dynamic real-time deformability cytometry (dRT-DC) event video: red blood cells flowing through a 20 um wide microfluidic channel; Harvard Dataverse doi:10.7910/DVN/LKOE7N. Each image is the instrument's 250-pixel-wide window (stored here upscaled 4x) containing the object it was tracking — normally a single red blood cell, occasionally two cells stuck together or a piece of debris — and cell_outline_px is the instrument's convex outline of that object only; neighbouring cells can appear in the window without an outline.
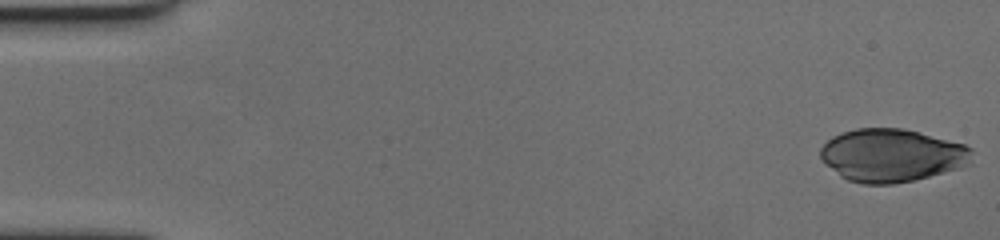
{"species": "human", "species_latin": "Homo sapiens", "temperature_condition": "cold", "stored_images_in_passage": 59, "camera_frame_rate_fps": 3000, "um_per_image_px": 0.085, "donor": {"sex": "female"}, "frame": {"image": 1, "passage_image": 1, "time_ms": 0.0, "image_size_px": [1000, 240], "cell_outline_px": [[972, 164], [960, 168], [912, 180], [892, 184], [864, 184], [848, 180], [840, 176], [820, 156], [820, 148], [832, 136], [840, 132], [856, 128], [904, 128], [964, 144], [972, 148]], "centroid_in_image_um": [75.82, 13.19], "position_along_channel_um": 9.2, "area_um2": 46.7}}
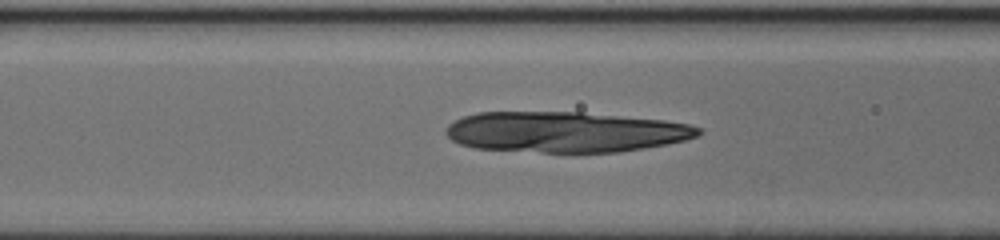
{"frame": {"image": 2, "passage_image": 24, "time_ms": 7.667, "image_size_px": [1000, 240], "cell_outline_px": [[704, 132], [700, 136], [668, 144], [620, 152], [540, 152], [476, 148], [460, 144], [452, 140], [444, 132], [448, 124], [464, 116], [476, 112], [580, 112], [664, 120], [688, 124], [700, 128]], "centroid_in_image_um": [48.07, 11.21], "position_along_channel_um": 118.5, "area_um2": 59.88}}
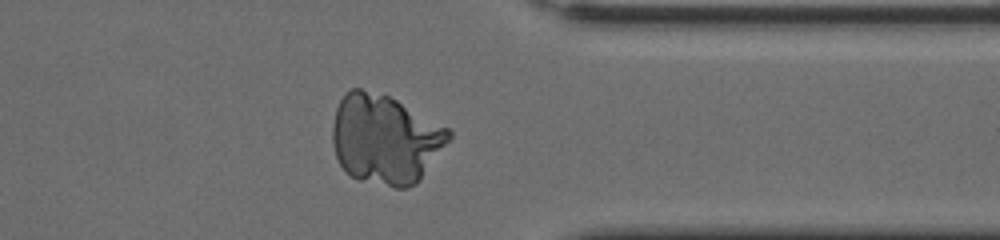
{"frame": {"image": 3, "passage_image": 47, "time_ms": 15.333, "image_size_px": [1000, 240], "cell_outline_px": [[452, 140], [420, 180], [416, 184], [408, 188], [396, 188], [360, 180], [352, 176], [340, 164], [336, 156], [332, 144], [332, 124], [336, 108], [344, 92], [352, 88], [360, 88], [388, 96], [396, 100], [448, 128], [452, 132]], "centroid_in_image_um": [32.76, 11.84], "position_along_channel_um": 378.6, "area_um2": 60.86}}